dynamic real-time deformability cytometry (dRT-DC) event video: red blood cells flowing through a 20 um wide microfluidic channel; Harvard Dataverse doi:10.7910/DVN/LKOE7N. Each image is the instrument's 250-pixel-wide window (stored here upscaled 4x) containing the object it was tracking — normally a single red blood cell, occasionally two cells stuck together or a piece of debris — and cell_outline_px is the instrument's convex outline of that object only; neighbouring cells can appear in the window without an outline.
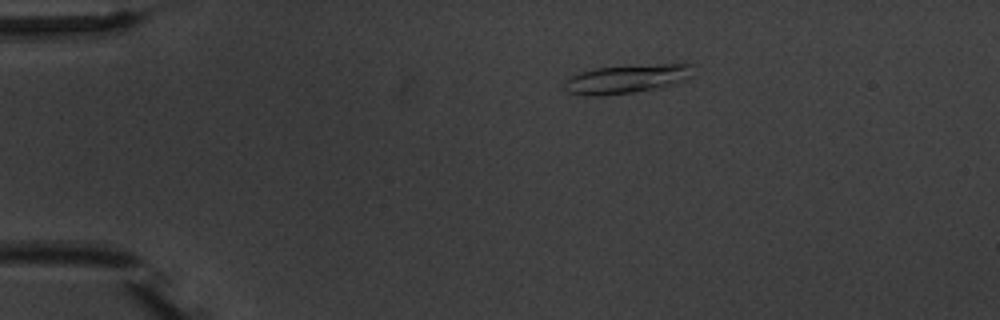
{"species": "common noctule bat (a hibernating species)", "species_latin": "Nyctalus noctula", "temperature_condition": "warm", "stored_images_in_passage": 6, "camera_frame_rate_fps": 3000, "um_per_image_px": 0.085, "animal": {"sex": "male", "body_mass_g": 20.1, "forearm_length_mm": 53.5}, "frame": {"image": 1, "passage_image": 6, "time_ms": 6.0, "image_size_px": [1000, 320], "cell_outline_px": [[692, 64], [688, 80], [660, 88], [632, 92], [600, 96], [584, 96], [568, 92], [564, 88], [568, 80], [572, 76], [580, 72], [596, 68], [660, 64]], "centroid_in_image_um": [53.27, 6.73], "position_along_channel_um": 31.7, "area_um2": 21.21}}